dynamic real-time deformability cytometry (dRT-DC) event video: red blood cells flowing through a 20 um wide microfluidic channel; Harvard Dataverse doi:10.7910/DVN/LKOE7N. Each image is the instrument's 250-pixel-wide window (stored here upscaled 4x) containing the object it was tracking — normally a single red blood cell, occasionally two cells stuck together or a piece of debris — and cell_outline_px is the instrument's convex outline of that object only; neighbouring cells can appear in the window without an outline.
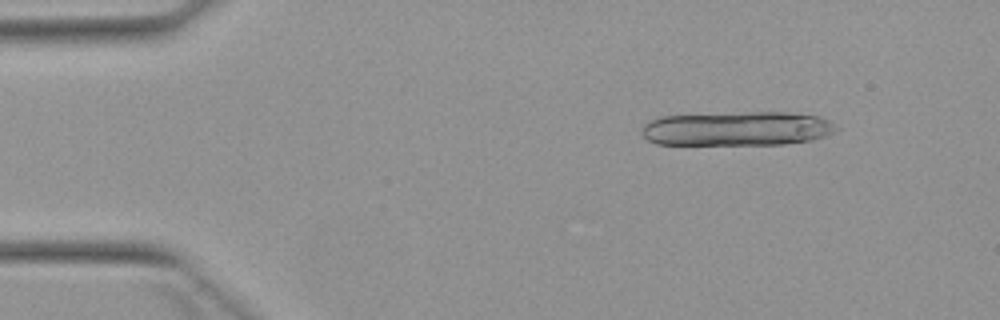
{"species": "Egyptian fruit bat (a non-hibernating species)", "species_latin": "Rousettus aegyptiacus", "temperature_condition": "warm", "stored_images_in_passage": 6, "camera_frame_rate_fps": 3000, "um_per_image_px": 0.085, "animal": {"sex": "female"}, "frame": {"image": 1, "passage_image": 1, "time_ms": 0.0, "image_size_px": [1000, 320], "cell_outline_px": [[840, 128], [836, 132], [812, 140], [784, 144], [656, 144], [648, 140], [640, 132], [640, 128], [648, 120], [660, 116], [752, 112], [788, 112], [820, 116], [828, 120]], "centroid_in_image_um": [62.66, 10.93], "position_along_channel_um": 22.3, "area_um2": 39.07}}
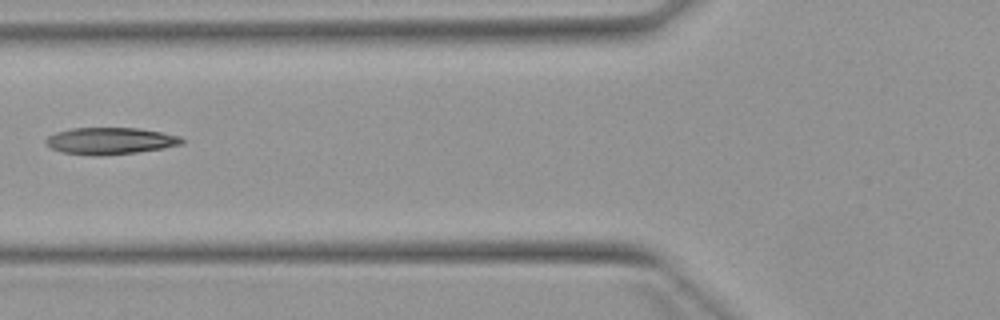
{"frame": {"image": 2, "passage_image": 5, "time_ms": 4.667, "image_size_px": [1000, 320], "cell_outline_px": [[184, 144], [164, 148], [136, 152], [100, 156], [92, 156], [60, 152], [44, 144], [44, 140], [48, 136], [56, 132], [72, 128], [140, 128], [180, 136], [184, 140]], "centroid_in_image_um": [9.35, 11.98], "position_along_channel_um": 116.5, "area_um2": 21.44}}
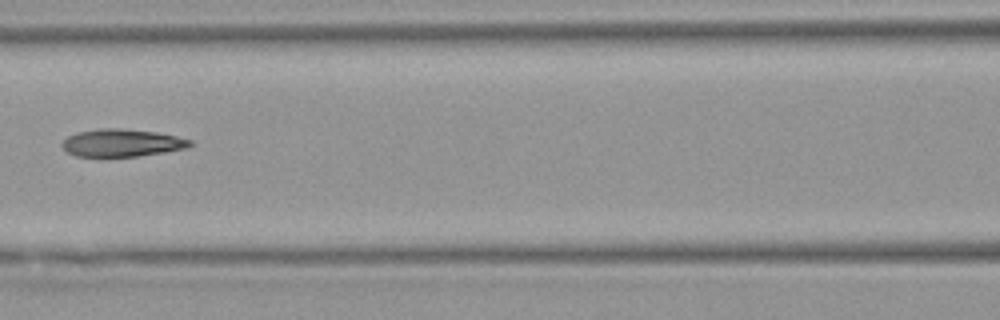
{"frame": {"image": 3, "passage_image": 6, "time_ms": 5.667, "image_size_px": [1000, 320], "cell_outline_px": [[196, 144], [188, 148], [164, 152], [136, 156], [76, 156], [68, 152], [60, 144], [68, 136], [76, 132], [100, 128], [120, 128], [156, 132], [176, 136], [192, 140]], "centroid_in_image_um": [10.39, 12.13], "position_along_channel_um": 156.2, "area_um2": 20.58}}